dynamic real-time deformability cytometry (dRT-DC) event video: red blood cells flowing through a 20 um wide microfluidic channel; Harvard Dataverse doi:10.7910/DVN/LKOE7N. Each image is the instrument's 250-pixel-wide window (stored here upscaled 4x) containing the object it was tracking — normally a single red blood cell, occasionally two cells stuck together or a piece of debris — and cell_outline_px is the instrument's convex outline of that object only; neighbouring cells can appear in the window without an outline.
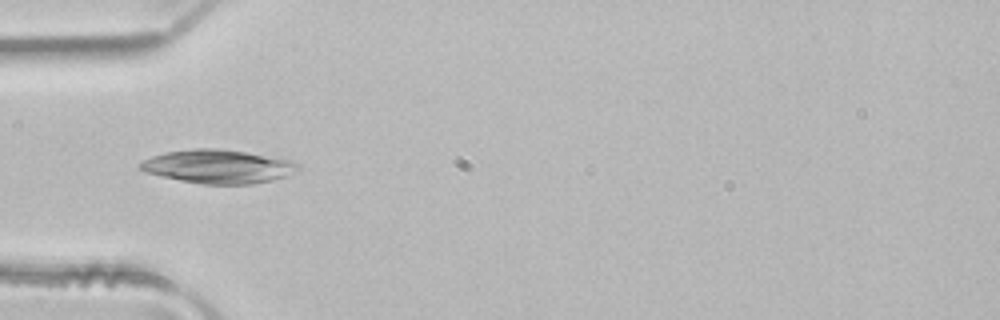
{"species": "common noctule bat (a hibernating species)", "species_latin": "Nyctalus noctula", "temperature_condition": "room temperature", "stored_images_in_passage": 3, "camera_frame_rate_fps": 3000, "um_per_image_px": 0.085, "animal": {"sex": "male", "body_mass_g": 21.5, "forearm_length_mm": 52.0}, "frame": {"image": 1, "passage_image": 3, "time_ms": 0.667, "image_size_px": [1000, 320], "cell_outline_px": [[300, 168], [284, 176], [272, 180], [252, 184], [204, 184], [180, 180], [144, 172], [136, 168], [136, 164], [152, 156], [164, 152], [192, 148], [220, 148], [292, 160], [300, 164]], "centroid_in_image_um": [18.48, 14.14], "position_along_channel_um": 66.5, "area_um2": 30.98}}